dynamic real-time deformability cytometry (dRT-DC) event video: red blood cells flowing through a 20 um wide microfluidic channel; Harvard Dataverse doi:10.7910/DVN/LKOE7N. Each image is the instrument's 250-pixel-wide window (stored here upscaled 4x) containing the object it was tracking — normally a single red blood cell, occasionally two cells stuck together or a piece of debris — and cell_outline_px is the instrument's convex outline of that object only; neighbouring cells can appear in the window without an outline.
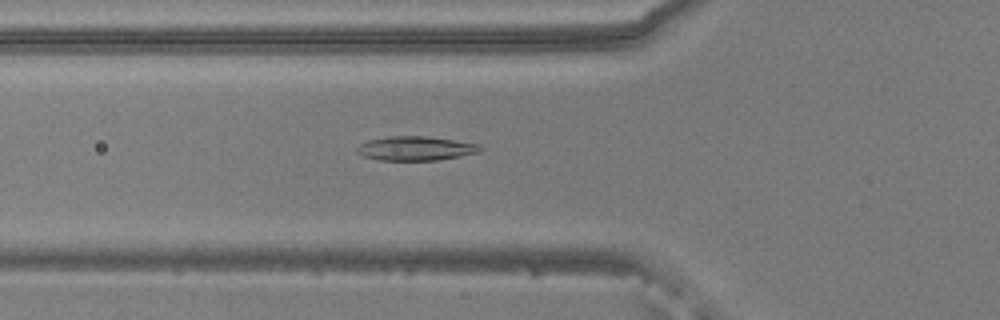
{"species": "common noctule bat (a hibernating species)", "species_latin": "Nyctalus noctula", "temperature_condition": "warm", "stored_images_in_passage": 38, "camera_frame_rate_fps": 3000, "um_per_image_px": 0.085, "animal": {"sex": "male", "body_mass_g": 20.5, "forearm_length_mm": 52.5}, "frame": {"image": 1, "passage_image": 8, "time_ms": 2.333, "image_size_px": [1000, 320], "cell_outline_px": [[480, 152], [460, 156], [436, 160], [376, 160], [364, 156], [356, 152], [356, 148], [360, 144], [368, 140], [388, 136], [424, 136], [480, 144]], "centroid_in_image_um": [35.28, 12.61], "position_along_channel_um": 90.5, "area_um2": 17.22}}
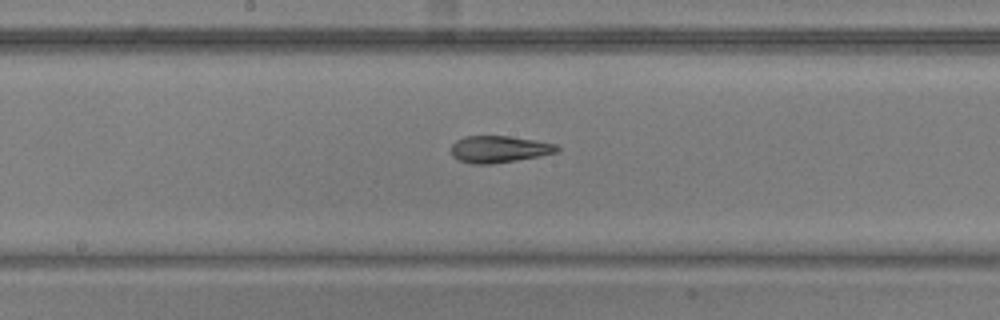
{"frame": {"image": 2, "passage_image": 17, "time_ms": 5.333, "image_size_px": [1000, 320], "cell_outline_px": [[560, 152], [540, 156], [492, 164], [472, 164], [460, 160], [452, 156], [452, 144], [456, 140], [464, 136], [508, 136], [536, 140], [556, 144], [560, 148]], "centroid_in_image_um": [42.45, 12.68], "position_along_channel_um": 205.7, "area_um2": 16.65}}
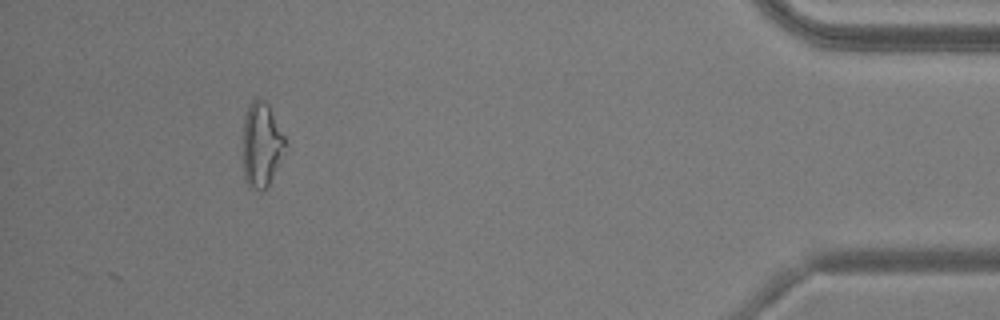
{"frame": {"image": 3, "passage_image": 38, "time_ms": 12.333, "image_size_px": [1000, 320], "cell_outline_px": [[284, 152], [268, 188], [260, 192], [252, 188], [244, 180], [244, 116], [252, 100], [264, 100], [268, 104], [284, 136]], "centroid_in_image_um": [22.22, 12.36], "position_along_channel_um": 413.0, "area_um2": 20.52}, "authors_computed_cell_mechanics": {"area_um2": 16.5886, "velocity_mm_per_s": 3.8108, "shape_relaxation_time_tau1_ms": null, "shape_relaxation_time_tau2_ms": 2.7261, "deformation_change_tau1": null, "deformation_change_tau2": 0.1079}}